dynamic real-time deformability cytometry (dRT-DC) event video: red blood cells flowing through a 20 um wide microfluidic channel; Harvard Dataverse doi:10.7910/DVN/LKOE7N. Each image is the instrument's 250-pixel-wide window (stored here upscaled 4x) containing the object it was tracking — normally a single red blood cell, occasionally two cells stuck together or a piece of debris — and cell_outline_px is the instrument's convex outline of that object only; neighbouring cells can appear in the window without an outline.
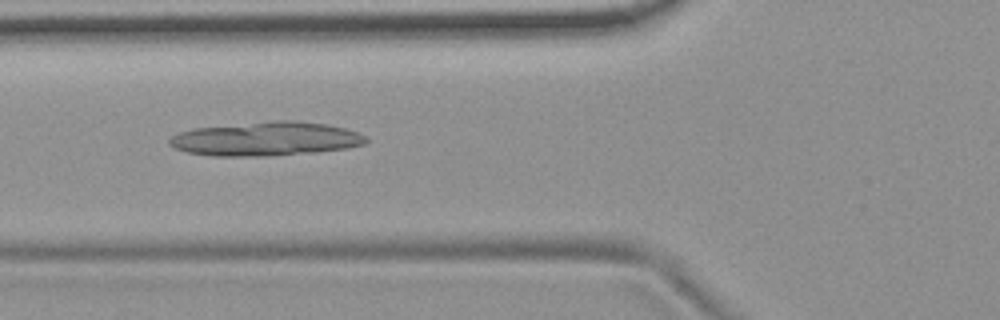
{"species": "common noctule bat (a hibernating species)", "species_latin": "Nyctalus noctula", "temperature_condition": "room temperature", "stored_images_in_passage": 6, "camera_frame_rate_fps": 3000, "um_per_image_px": 0.085, "animal": {"sex": "female", "body_mass_g": 19.9}, "frame": {"image": 1, "passage_image": 5, "time_ms": 1.333, "image_size_px": [1000, 320], "cell_outline_px": [[368, 140], [364, 144], [348, 148], [316, 152], [268, 156], [212, 156], [188, 152], [176, 148], [168, 144], [168, 140], [172, 136], [180, 132], [196, 128], [276, 120], [292, 120], [324, 124], [344, 128], [356, 132], [364, 136]], "centroid_in_image_um": [22.6, 11.81], "position_along_channel_um": 103.2, "area_um2": 38.61}}
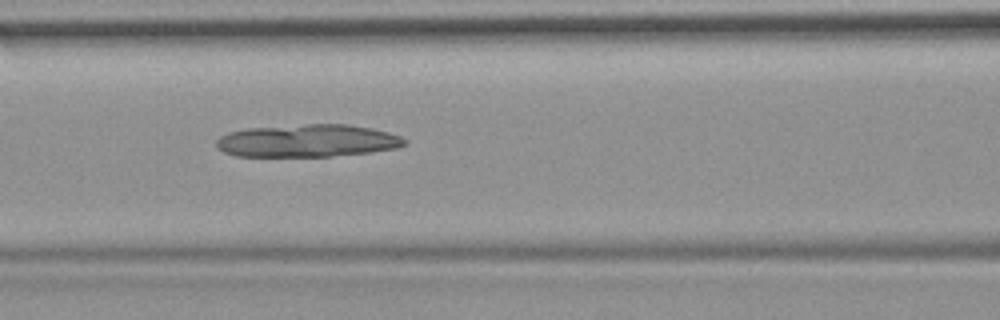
{"frame": {"image": 2, "passage_image": 6, "time_ms": 1.667, "image_size_px": [1000, 320], "cell_outline_px": [[408, 144], [396, 148], [368, 152], [332, 156], [236, 156], [224, 152], [216, 144], [216, 140], [220, 136], [228, 132], [248, 128], [308, 124], [348, 124], [372, 128], [388, 132], [400, 136], [408, 140]], "centroid_in_image_um": [26.16, 11.96], "position_along_channel_um": 140.4, "area_um2": 35.72}}